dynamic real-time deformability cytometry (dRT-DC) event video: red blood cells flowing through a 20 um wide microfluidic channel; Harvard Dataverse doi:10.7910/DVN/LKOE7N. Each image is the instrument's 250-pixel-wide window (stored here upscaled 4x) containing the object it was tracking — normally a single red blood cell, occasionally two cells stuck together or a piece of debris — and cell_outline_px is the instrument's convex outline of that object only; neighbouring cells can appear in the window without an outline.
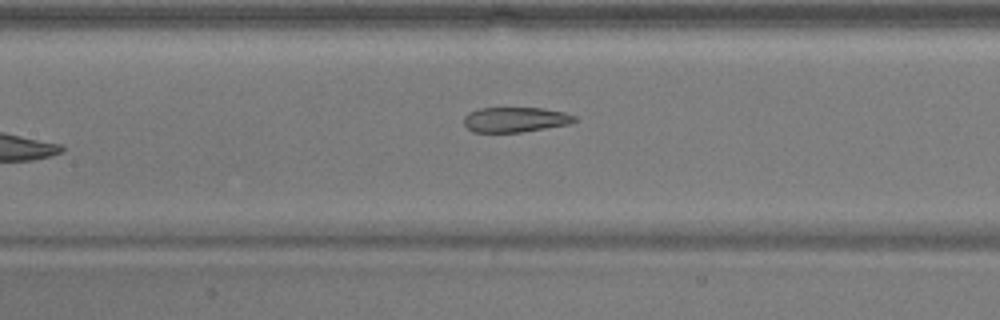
{"species": "common noctule bat (a hibernating species)", "species_latin": "Nyctalus noctula", "temperature_condition": "warm", "stored_images_in_passage": 7, "camera_frame_rate_fps": 3000, "um_per_image_px": 0.085, "animal": {"sex": "male", "body_mass_g": 17.9}, "frame": {"image": 1, "passage_image": 7, "time_ms": 8.667, "image_size_px": [1000, 320], "cell_outline_px": [[576, 120], [568, 124], [520, 132], [472, 132], [464, 124], [464, 116], [468, 112], [480, 108], [544, 108], [564, 112], [576, 116]], "centroid_in_image_um": [43.77, 10.16], "position_along_channel_um": 163.6, "area_um2": 16.07}}